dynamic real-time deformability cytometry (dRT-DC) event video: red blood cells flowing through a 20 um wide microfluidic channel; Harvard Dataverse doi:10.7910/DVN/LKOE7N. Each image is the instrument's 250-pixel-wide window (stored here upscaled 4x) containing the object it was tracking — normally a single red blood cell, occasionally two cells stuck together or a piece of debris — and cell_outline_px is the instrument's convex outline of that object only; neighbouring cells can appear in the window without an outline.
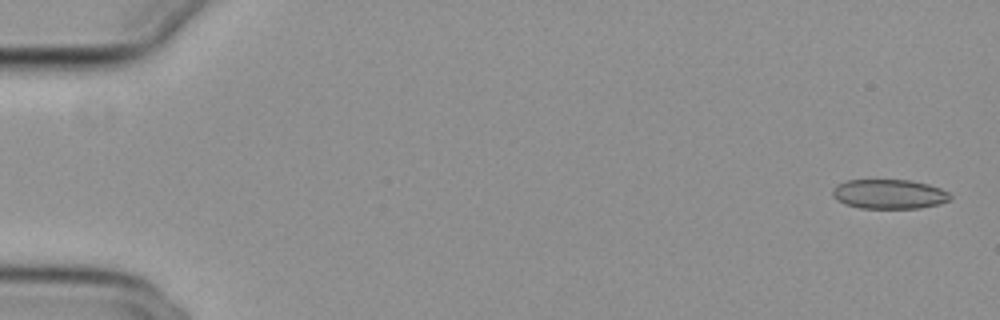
{"species": "common noctule bat (a hibernating species)", "species_latin": "Nyctalus noctula", "temperature_condition": "cold", "stored_images_in_passage": 8, "camera_frame_rate_fps": 3000, "um_per_image_px": 0.085, "animal": {"sex": "female", "body_mass_g": 29.2, "forearm_length_mm": 56.3}, "frame": {"image": 1, "passage_image": 1, "time_ms": 0.0, "image_size_px": [1000, 320], "cell_outline_px": [[952, 200], [940, 204], [920, 208], [860, 208], [844, 204], [836, 200], [832, 196], [832, 188], [836, 184], [848, 180], [912, 180], [928, 184], [940, 188], [948, 192], [952, 196]], "centroid_in_image_um": [75.57, 16.5], "position_along_channel_um": 9.4, "area_um2": 20.52}}